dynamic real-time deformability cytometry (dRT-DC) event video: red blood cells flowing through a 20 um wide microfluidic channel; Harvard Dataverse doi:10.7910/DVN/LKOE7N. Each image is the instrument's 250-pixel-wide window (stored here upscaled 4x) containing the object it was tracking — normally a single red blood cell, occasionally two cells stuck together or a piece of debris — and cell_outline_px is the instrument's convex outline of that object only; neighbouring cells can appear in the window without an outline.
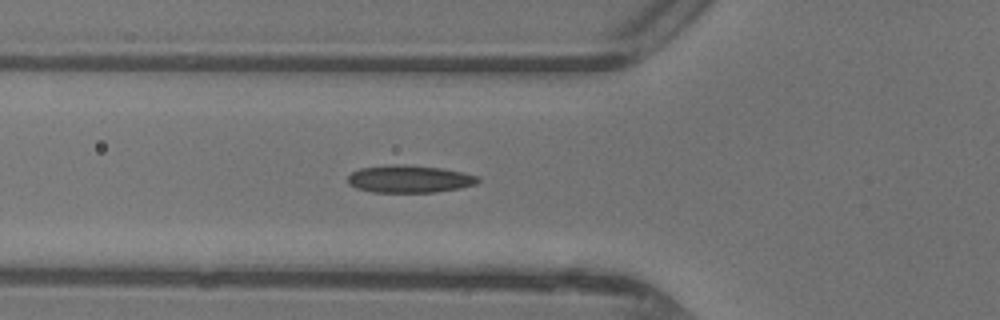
{"species": "common noctule bat (a hibernating species)", "species_latin": "Nyctalus noctula", "temperature_condition": "warm", "stored_images_in_passage": 29, "camera_frame_rate_fps": 3000, "um_per_image_px": 0.085, "animal": {"sex": "female"}, "frame": {"image": 1, "passage_image": 2, "time_ms": 0.333, "image_size_px": [1000, 320], "cell_outline_px": [[480, 180], [476, 184], [460, 188], [436, 192], [372, 192], [356, 188], [348, 184], [348, 176], [352, 172], [360, 168], [388, 164], [404, 164], [440, 168], [464, 172], [480, 176]], "centroid_in_image_um": [34.81, 15.2], "position_along_channel_um": 91.0, "area_um2": 21.04}}
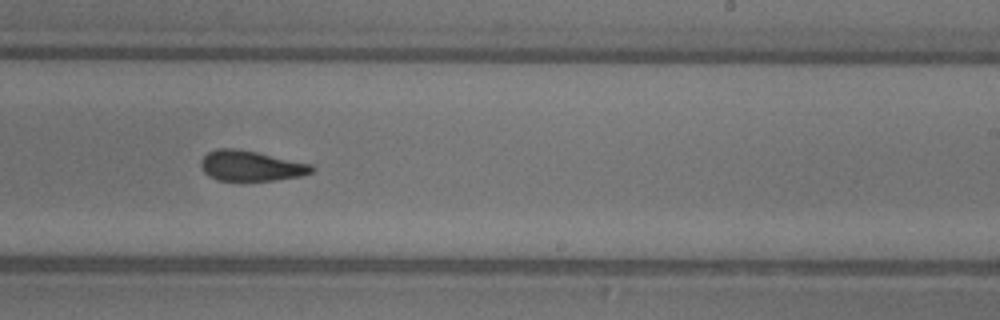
{"frame": {"image": 2, "passage_image": 14, "time_ms": 4.333, "image_size_px": [1000, 320], "cell_outline_px": [[316, 168], [312, 172], [300, 176], [272, 180], [216, 180], [208, 176], [200, 168], [200, 160], [208, 152], [216, 148], [232, 148], [256, 152], [312, 164]], "centroid_in_image_um": [21.29, 14.09], "position_along_channel_um": 267.7, "area_um2": 19.54}}
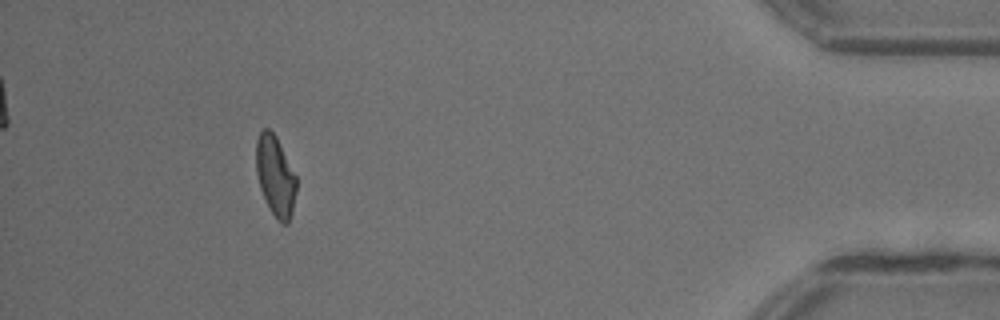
{"frame": {"image": 3, "passage_image": 28, "time_ms": 9.0, "image_size_px": [1000, 320], "cell_outline_px": [[296, 192], [288, 224], [280, 224], [276, 220], [260, 188], [256, 172], [256, 140], [260, 132], [264, 128], [268, 128], [276, 136], [296, 176]], "centroid_in_image_um": [23.4, 14.95], "position_along_channel_um": 411.8, "area_um2": 18.61}}